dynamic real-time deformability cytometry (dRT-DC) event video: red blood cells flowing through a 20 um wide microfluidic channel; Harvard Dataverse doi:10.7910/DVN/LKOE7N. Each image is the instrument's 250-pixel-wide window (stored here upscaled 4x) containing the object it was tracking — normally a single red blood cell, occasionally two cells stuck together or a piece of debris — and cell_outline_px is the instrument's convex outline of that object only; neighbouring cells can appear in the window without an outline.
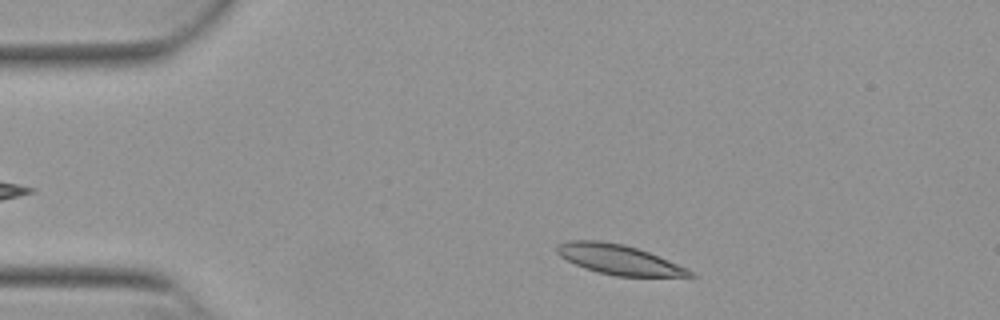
{"species": "Egyptian fruit bat (a non-hibernating species)", "species_latin": "Rousettus aegyptiacus", "temperature_condition": "warm", "stored_images_in_passage": 47, "camera_frame_rate_fps": 3000, "um_per_image_px": 0.085, "animal": {"sex": "female"}, "frame": {"image": 1, "passage_image": 4, "time_ms": 1.0, "image_size_px": [1000, 320], "cell_outline_px": [[696, 276], [616, 276], [584, 268], [560, 256], [556, 252], [556, 248], [560, 244], [568, 240], [600, 240], [624, 244], [648, 252], [668, 260], [692, 272]], "centroid_in_image_um": [52.54, 22.04], "position_along_channel_um": 32.5, "area_um2": 22.6}}
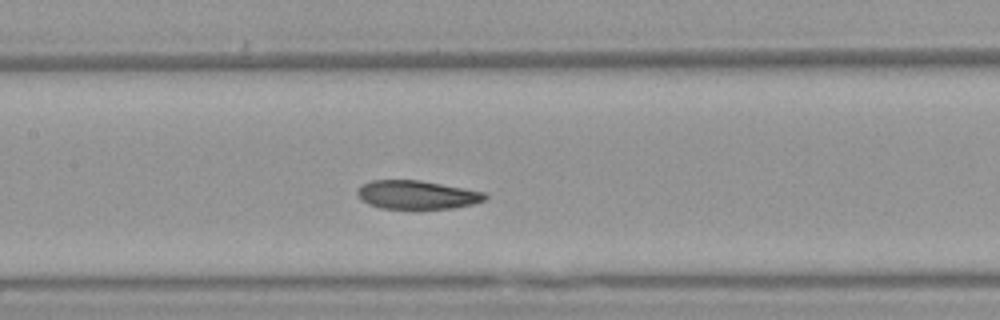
{"frame": {"image": 2, "passage_image": 19, "time_ms": 6.0, "image_size_px": [1000, 320], "cell_outline_px": [[488, 196], [484, 200], [472, 204], [452, 208], [380, 208], [368, 204], [360, 200], [356, 196], [356, 188], [360, 184], [372, 180], [420, 180], [484, 192]], "centroid_in_image_um": [35.35, 16.55], "position_along_channel_um": 172.1, "area_um2": 21.27}}
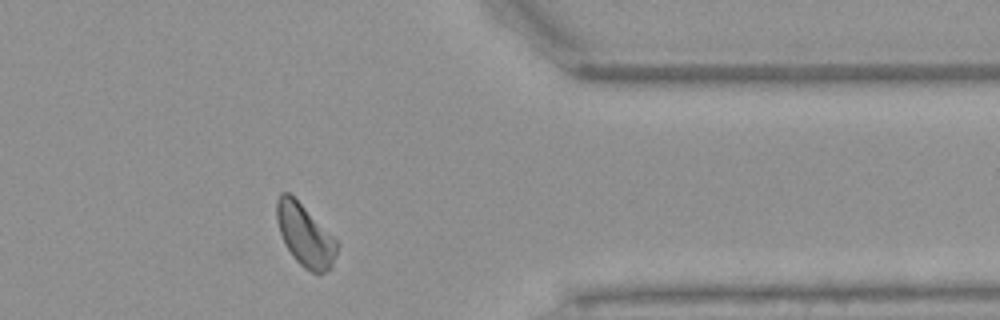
{"frame": {"image": 3, "passage_image": 37, "time_ms": 12.0, "image_size_px": [1000, 320], "cell_outline_px": [[340, 244], [332, 268], [324, 272], [312, 272], [304, 268], [292, 256], [280, 232], [276, 220], [276, 200], [280, 192], [288, 192]], "centroid_in_image_um": [25.93, 20.02], "position_along_channel_um": 385.5, "area_um2": 21.33}, "authors_computed_cell_mechanics": {"area_um2": 22.253, "velocity_mm_per_s": 3.8132, "shape_relaxation_time_tau1_ms": 8.043, "shape_relaxation_time_tau2_ms": 2.6739, "deformation_change_tau1": 0.1789, "deformation_change_tau2": 0.0747}}